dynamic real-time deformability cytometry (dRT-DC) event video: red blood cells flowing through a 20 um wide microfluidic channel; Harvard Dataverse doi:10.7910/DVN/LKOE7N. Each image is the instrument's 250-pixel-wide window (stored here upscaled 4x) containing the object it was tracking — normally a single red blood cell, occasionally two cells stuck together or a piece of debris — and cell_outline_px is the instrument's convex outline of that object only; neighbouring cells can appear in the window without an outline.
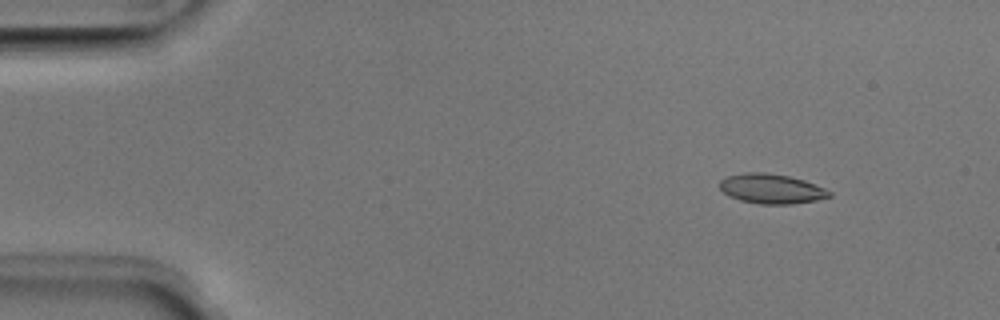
{"species": "Egyptian fruit bat (a non-hibernating species)", "species_latin": "Rousettus aegyptiacus", "temperature_condition": "room temperature", "stored_images_in_passage": 50, "camera_frame_rate_fps": 3000, "um_per_image_px": 0.085, "animal": {"sex": "male"}, "frame": {"image": 1, "passage_image": 5, "time_ms": 1.333, "image_size_px": [1000, 320], "cell_outline_px": [[832, 196], [816, 200], [792, 204], [760, 204], [740, 200], [724, 192], [720, 188], [720, 180], [728, 176], [744, 172], [764, 172], [788, 176], [804, 180], [824, 188], [832, 192]], "centroid_in_image_um": [65.59, 16.04], "position_along_channel_um": 19.4, "area_um2": 18.84}}
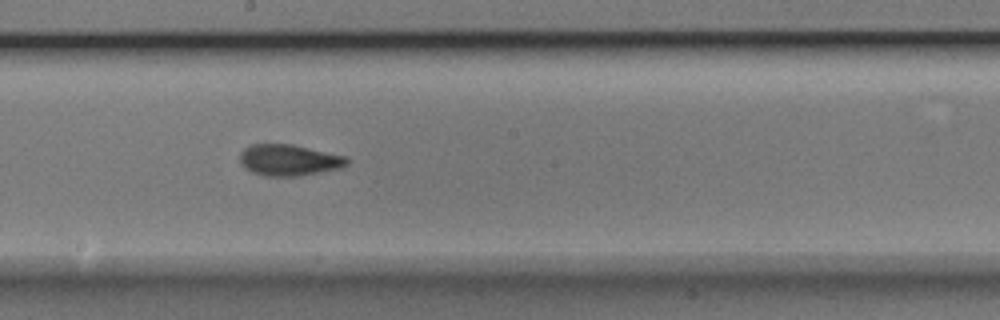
{"frame": {"image": 2, "passage_image": 27, "time_ms": 8.667, "image_size_px": [1000, 320], "cell_outline_px": [[348, 164], [344, 168], [296, 176], [264, 176], [252, 172], [244, 168], [240, 164], [240, 152], [244, 148], [252, 144], [292, 144], [348, 156]], "centroid_in_image_um": [24.58, 13.61], "position_along_channel_um": 223.6, "area_um2": 19.77}}
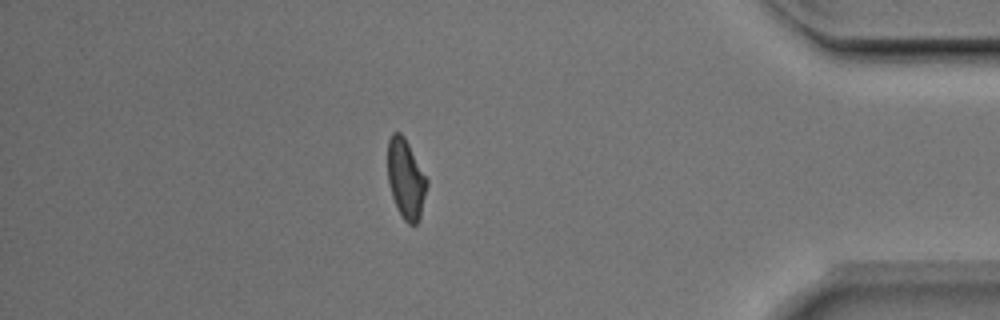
{"frame": {"image": 3, "passage_image": 43, "time_ms": 14.0, "image_size_px": [1000, 320], "cell_outline_px": [[428, 184], [420, 216], [416, 224], [408, 224], [404, 220], [392, 196], [388, 180], [388, 140], [392, 132], [400, 132], [404, 136], [428, 180]], "centroid_in_image_um": [34.5, 15.18], "position_along_channel_um": 400.7, "area_um2": 17.92}}